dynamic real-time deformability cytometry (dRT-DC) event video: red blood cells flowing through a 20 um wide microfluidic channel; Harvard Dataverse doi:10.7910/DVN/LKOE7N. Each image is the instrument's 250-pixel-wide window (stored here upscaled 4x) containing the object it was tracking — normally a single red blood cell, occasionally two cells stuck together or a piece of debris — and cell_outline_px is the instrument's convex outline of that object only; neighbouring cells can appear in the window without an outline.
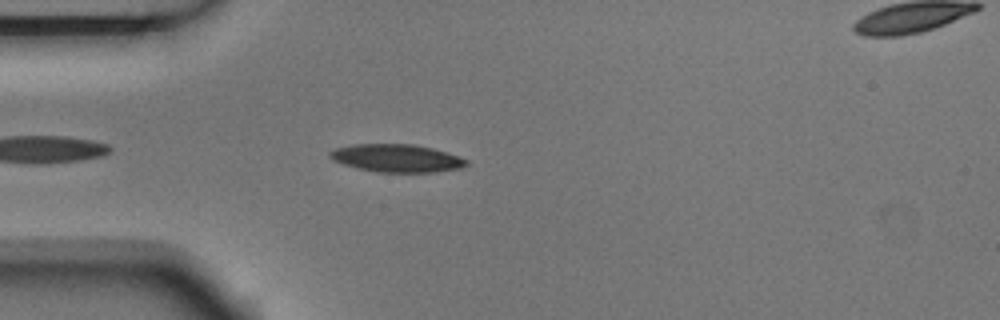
{"species": "Egyptian fruit bat (a non-hibernating species)", "species_latin": "Rousettus aegyptiacus", "temperature_condition": "room temperature", "stored_images_in_passage": 2, "camera_frame_rate_fps": 3000, "um_per_image_px": 0.085, "animal": {"sex": "male"}, "frame": {"image": 1, "passage_image": 1, "time_ms": 0.0, "image_size_px": [1000, 320], "cell_outline_px": [[468, 164], [460, 168], [436, 172], [376, 172], [356, 168], [332, 160], [328, 156], [328, 152], [336, 148], [352, 144], [412, 144], [432, 148], [460, 156], [468, 160]], "centroid_in_image_um": [33.7, 13.44], "position_along_channel_um": 51.3, "area_um2": 22.25}}